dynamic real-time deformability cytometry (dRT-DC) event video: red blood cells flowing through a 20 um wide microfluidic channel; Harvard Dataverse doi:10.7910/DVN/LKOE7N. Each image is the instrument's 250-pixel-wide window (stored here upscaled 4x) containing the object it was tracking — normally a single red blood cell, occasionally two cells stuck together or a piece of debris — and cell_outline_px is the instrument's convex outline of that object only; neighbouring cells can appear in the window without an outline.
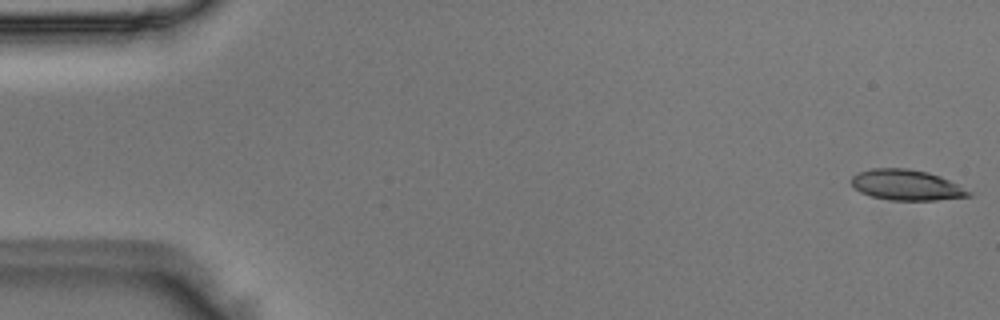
{"species": "Egyptian fruit bat (a non-hibernating species)", "species_latin": "Rousettus aegyptiacus", "temperature_condition": "room temperature", "stored_images_in_passage": 50, "camera_frame_rate_fps": 3000, "um_per_image_px": 0.085, "animal": {"sex": "male"}, "frame": {"image": 1, "passage_image": 1, "time_ms": 0.0, "image_size_px": [1000, 320], "cell_outline_px": [[972, 196], [936, 200], [892, 200], [872, 196], [860, 192], [852, 184], [852, 176], [860, 172], [872, 168], [908, 168], [928, 172], [940, 176], [972, 192]], "centroid_in_image_um": [77.06, 15.72], "position_along_channel_um": 7.9, "area_um2": 20.69}}
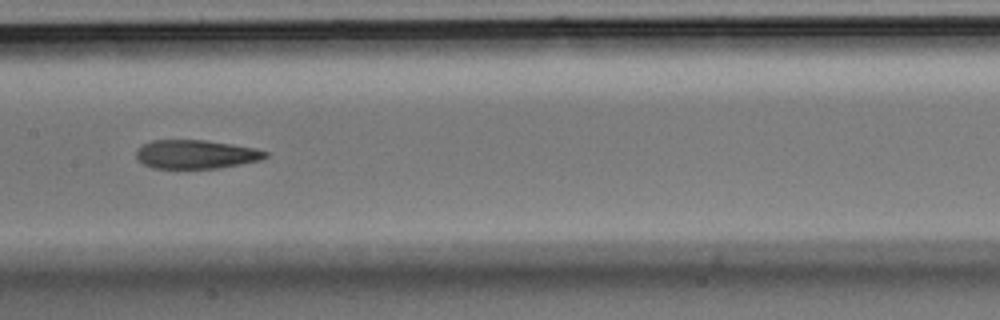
{"frame": {"image": 2, "passage_image": 25, "time_ms": 8.0, "image_size_px": [1000, 320], "cell_outline_px": [[268, 156], [260, 160], [220, 168], [152, 168], [144, 164], [136, 156], [136, 148], [152, 140], [204, 140], [232, 144], [256, 148], [268, 152]], "centroid_in_image_um": [16.66, 13.11], "position_along_channel_um": 190.7, "area_um2": 21.62}}
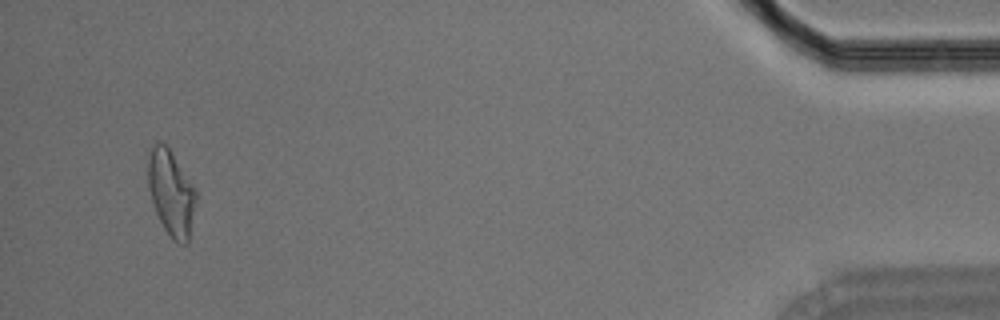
{"frame": {"image": 3, "passage_image": 48, "time_ms": 15.667, "image_size_px": [1000, 320], "cell_outline_px": [[196, 204], [188, 244], [184, 244], [172, 240], [164, 228], [156, 212], [148, 188], [148, 160], [152, 144], [156, 140], [168, 144], [196, 188]], "centroid_in_image_um": [14.56, 16.34], "position_along_channel_um": 420.6, "area_um2": 24.39}}